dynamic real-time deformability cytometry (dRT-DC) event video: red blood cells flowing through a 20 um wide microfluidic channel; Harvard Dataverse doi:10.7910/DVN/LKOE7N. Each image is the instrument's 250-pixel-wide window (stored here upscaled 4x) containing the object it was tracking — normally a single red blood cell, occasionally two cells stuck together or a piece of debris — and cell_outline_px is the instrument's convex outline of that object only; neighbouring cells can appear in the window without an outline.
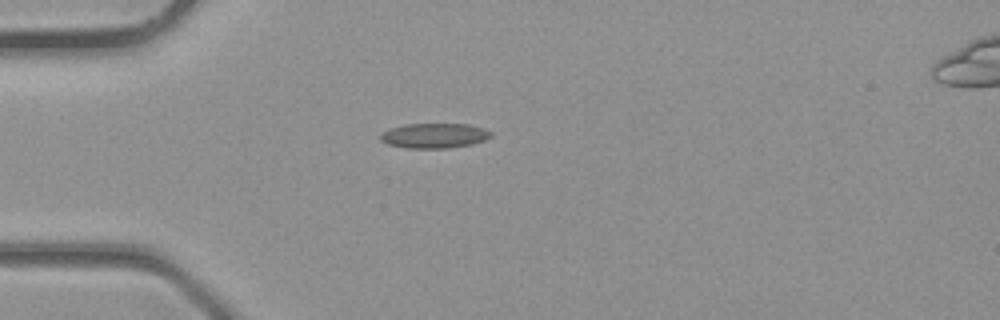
{"species": "common noctule bat (a hibernating species)", "species_latin": "Nyctalus noctula", "temperature_condition": "room temperature", "stored_images_in_passage": 3, "camera_frame_rate_fps": 3000, "um_per_image_px": 0.085, "animal": {"sex": "male", "body_mass_g": 23.1, "forearm_length_mm": 52.7}, "frame": {"image": 1, "passage_image": 3, "time_ms": 0.667, "image_size_px": [1000, 320], "cell_outline_px": [[492, 136], [484, 140], [472, 144], [448, 148], [404, 148], [388, 144], [380, 140], [380, 136], [384, 132], [392, 128], [404, 124], [468, 124], [484, 128], [492, 132]], "centroid_in_image_um": [36.94, 11.53], "position_along_channel_um": 48.1, "area_um2": 16.01}}